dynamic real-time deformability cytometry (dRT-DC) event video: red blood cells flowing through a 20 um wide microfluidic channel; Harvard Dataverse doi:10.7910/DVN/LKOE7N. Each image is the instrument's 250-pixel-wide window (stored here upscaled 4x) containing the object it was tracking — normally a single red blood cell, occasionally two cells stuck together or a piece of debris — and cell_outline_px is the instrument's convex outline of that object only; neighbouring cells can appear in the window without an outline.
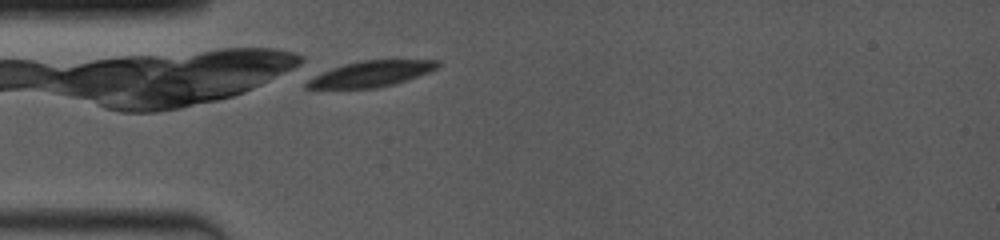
{"species": "common noctule bat (a hibernating species)", "species_latin": "Nyctalus noctula", "temperature_condition": "room temperature", "stored_images_in_passage": 15, "camera_frame_rate_fps": 4000, "um_per_image_px": 0.085, "animal": {"sex": "female", "body_mass_g": 19.0, "forearm_length_mm": 53.3}, "frame": {"image": 1, "passage_image": 1, "time_ms": 0.0, "image_size_px": [1000, 240], "cell_outline_px": [[440, 64], [436, 68], [428, 72], [408, 80], [376, 88], [304, 88], [304, 84], [308, 80], [332, 68], [344, 64], [364, 60], [440, 60]], "centroid_in_image_um": [31.56, 6.27], "position_along_channel_um": 53.4, "area_um2": 19.31}}
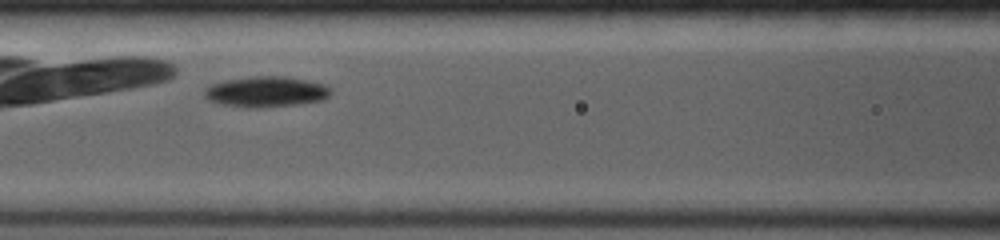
{"frame": {"image": 2, "passage_image": 9, "time_ms": 2.5, "image_size_px": [1000, 240], "cell_outline_px": [[332, 92], [324, 100], [300, 104], [264, 108], [244, 108], [220, 104], [208, 100], [204, 96], [204, 88], [212, 84], [224, 80], [252, 76], [284, 76], [324, 84]], "centroid_in_image_um": [22.57, 7.81], "position_along_channel_um": 144.0, "area_um2": 22.83}}
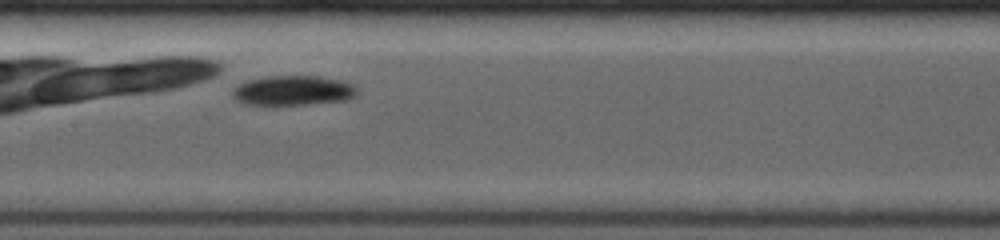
{"frame": {"image": 3, "passage_image": 13, "time_ms": 3.5, "image_size_px": [1000, 240], "cell_outline_px": [[356, 96], [348, 100], [308, 104], [248, 104], [236, 100], [232, 96], [232, 92], [240, 84], [248, 80], [268, 76], [320, 76], [356, 84]], "centroid_in_image_um": [24.96, 7.69], "position_along_channel_um": 182.4, "area_um2": 21.44}}